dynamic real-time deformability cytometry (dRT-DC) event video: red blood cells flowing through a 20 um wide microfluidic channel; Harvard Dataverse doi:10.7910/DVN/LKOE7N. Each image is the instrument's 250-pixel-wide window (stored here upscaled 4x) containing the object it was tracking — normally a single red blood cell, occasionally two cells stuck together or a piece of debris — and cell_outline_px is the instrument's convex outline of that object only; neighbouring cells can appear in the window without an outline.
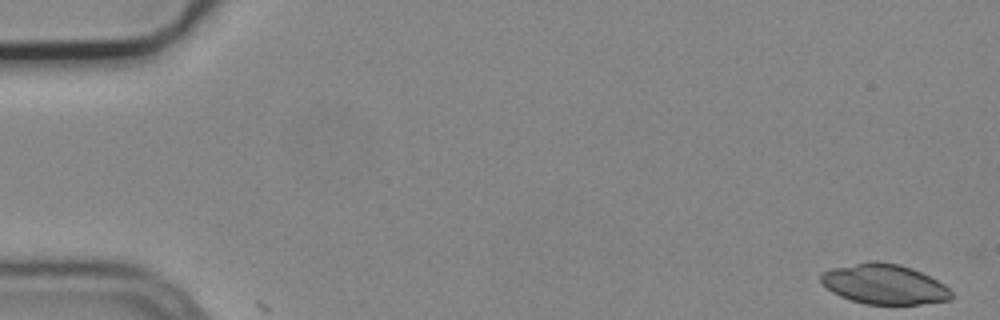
{"species": "common noctule bat (a hibernating species)", "species_latin": "Nyctalus noctula", "temperature_condition": "cold", "stored_images_in_passage": 5, "camera_frame_rate_fps": 3000, "um_per_image_px": 0.085, "animal": {"sex": "male", "body_mass_g": 19.2, "forearm_length_mm": 51.8}, "frame": {"image": 1, "passage_image": 1, "time_ms": 0.0, "image_size_px": [1000, 320], "cell_outline_px": [[952, 300], [920, 304], [864, 304], [840, 296], [832, 292], [820, 280], [820, 276], [824, 272], [832, 268], [868, 260], [876, 260], [900, 264], [912, 268], [944, 284], [952, 292]], "centroid_in_image_um": [75.17, 24.14], "position_along_channel_um": 9.8, "area_um2": 30.46}}